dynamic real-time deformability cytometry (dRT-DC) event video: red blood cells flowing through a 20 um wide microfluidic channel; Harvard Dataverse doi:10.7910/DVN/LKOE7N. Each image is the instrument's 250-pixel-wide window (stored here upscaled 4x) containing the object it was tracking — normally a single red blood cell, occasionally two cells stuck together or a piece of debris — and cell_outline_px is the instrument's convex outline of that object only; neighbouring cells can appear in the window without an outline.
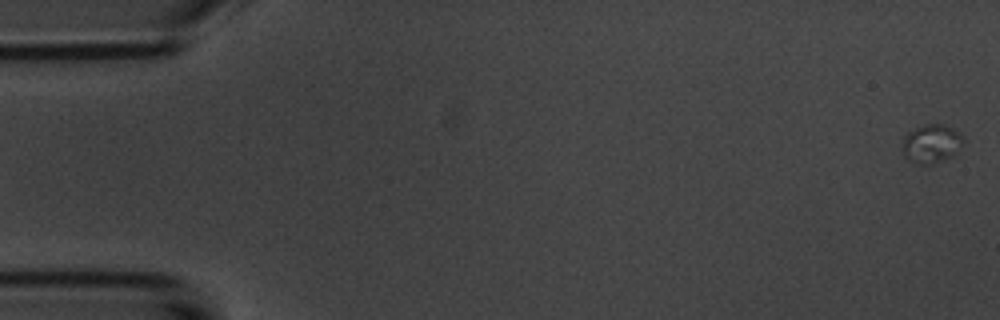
{"species": "common noctule bat (a hibernating species)", "species_latin": "Nyctalus noctula", "temperature_condition": "room temperature", "stored_images_in_passage": 51, "camera_frame_rate_fps": 3000, "um_per_image_px": 0.085, "animal": {"sex": "male", "body_mass_g": 20.1, "forearm_length_mm": 53.5}, "frame": {"image": 1, "passage_image": 1, "time_ms": 0.0, "image_size_px": [1000, 320], "cell_outline_px": [[964, 144], [956, 156], [932, 164], [916, 164], [904, 156], [904, 140], [908, 132], [924, 124], [944, 124], [960, 132], [964, 140]], "centroid_in_image_um": [79.25, 12.22], "position_along_channel_um": 5.7, "area_um2": 13.87}}